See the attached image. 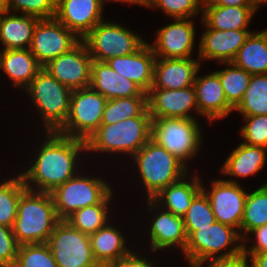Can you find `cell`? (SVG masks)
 <instances>
[{
    "label": "cell",
    "mask_w": 267,
    "mask_h": 267,
    "mask_svg": "<svg viewBox=\"0 0 267 267\" xmlns=\"http://www.w3.org/2000/svg\"><path fill=\"white\" fill-rule=\"evenodd\" d=\"M209 260V261H208ZM205 262H208L207 267H246L247 261L243 256L232 258L204 259L189 263L190 267H202Z\"/></svg>",
    "instance_id": "43"
},
{
    "label": "cell",
    "mask_w": 267,
    "mask_h": 267,
    "mask_svg": "<svg viewBox=\"0 0 267 267\" xmlns=\"http://www.w3.org/2000/svg\"><path fill=\"white\" fill-rule=\"evenodd\" d=\"M211 191L202 184V191L212 207L217 222L237 229L241 235L247 192L236 180L218 179L212 181Z\"/></svg>",
    "instance_id": "13"
},
{
    "label": "cell",
    "mask_w": 267,
    "mask_h": 267,
    "mask_svg": "<svg viewBox=\"0 0 267 267\" xmlns=\"http://www.w3.org/2000/svg\"><path fill=\"white\" fill-rule=\"evenodd\" d=\"M93 256L98 264L110 265L129 254L125 237L113 225L106 224L89 235Z\"/></svg>",
    "instance_id": "27"
},
{
    "label": "cell",
    "mask_w": 267,
    "mask_h": 267,
    "mask_svg": "<svg viewBox=\"0 0 267 267\" xmlns=\"http://www.w3.org/2000/svg\"><path fill=\"white\" fill-rule=\"evenodd\" d=\"M267 149L241 143L222 165L221 173L231 177H247L260 171L266 162Z\"/></svg>",
    "instance_id": "28"
},
{
    "label": "cell",
    "mask_w": 267,
    "mask_h": 267,
    "mask_svg": "<svg viewBox=\"0 0 267 267\" xmlns=\"http://www.w3.org/2000/svg\"><path fill=\"white\" fill-rule=\"evenodd\" d=\"M13 267H58L47 243L21 244Z\"/></svg>",
    "instance_id": "38"
},
{
    "label": "cell",
    "mask_w": 267,
    "mask_h": 267,
    "mask_svg": "<svg viewBox=\"0 0 267 267\" xmlns=\"http://www.w3.org/2000/svg\"><path fill=\"white\" fill-rule=\"evenodd\" d=\"M147 96L109 99L106 102L101 124H115L139 116L146 108Z\"/></svg>",
    "instance_id": "35"
},
{
    "label": "cell",
    "mask_w": 267,
    "mask_h": 267,
    "mask_svg": "<svg viewBox=\"0 0 267 267\" xmlns=\"http://www.w3.org/2000/svg\"><path fill=\"white\" fill-rule=\"evenodd\" d=\"M46 134V142L40 146L34 164L20 174L28 190L50 193L75 176L77 155L87 150L86 141L81 139L67 137L56 131H47ZM33 185L38 189L35 190Z\"/></svg>",
    "instance_id": "1"
},
{
    "label": "cell",
    "mask_w": 267,
    "mask_h": 267,
    "mask_svg": "<svg viewBox=\"0 0 267 267\" xmlns=\"http://www.w3.org/2000/svg\"><path fill=\"white\" fill-rule=\"evenodd\" d=\"M245 126L240 130L244 142L267 149V115L244 116Z\"/></svg>",
    "instance_id": "41"
},
{
    "label": "cell",
    "mask_w": 267,
    "mask_h": 267,
    "mask_svg": "<svg viewBox=\"0 0 267 267\" xmlns=\"http://www.w3.org/2000/svg\"><path fill=\"white\" fill-rule=\"evenodd\" d=\"M151 133L152 117L147 107L137 117L101 124L86 141V152H126L132 157L151 139Z\"/></svg>",
    "instance_id": "3"
},
{
    "label": "cell",
    "mask_w": 267,
    "mask_h": 267,
    "mask_svg": "<svg viewBox=\"0 0 267 267\" xmlns=\"http://www.w3.org/2000/svg\"><path fill=\"white\" fill-rule=\"evenodd\" d=\"M198 115L205 116L209 121L224 118L234 111V108L227 102L223 87L216 72L198 77L194 82Z\"/></svg>",
    "instance_id": "21"
},
{
    "label": "cell",
    "mask_w": 267,
    "mask_h": 267,
    "mask_svg": "<svg viewBox=\"0 0 267 267\" xmlns=\"http://www.w3.org/2000/svg\"><path fill=\"white\" fill-rule=\"evenodd\" d=\"M243 257L247 261L246 267H267V251H263L255 254H243ZM250 257L251 265L249 266L248 258Z\"/></svg>",
    "instance_id": "47"
},
{
    "label": "cell",
    "mask_w": 267,
    "mask_h": 267,
    "mask_svg": "<svg viewBox=\"0 0 267 267\" xmlns=\"http://www.w3.org/2000/svg\"><path fill=\"white\" fill-rule=\"evenodd\" d=\"M132 157L146 187L147 199L154 198L162 189L188 176L187 167L152 139Z\"/></svg>",
    "instance_id": "4"
},
{
    "label": "cell",
    "mask_w": 267,
    "mask_h": 267,
    "mask_svg": "<svg viewBox=\"0 0 267 267\" xmlns=\"http://www.w3.org/2000/svg\"><path fill=\"white\" fill-rule=\"evenodd\" d=\"M258 7L256 0H203L202 7Z\"/></svg>",
    "instance_id": "46"
},
{
    "label": "cell",
    "mask_w": 267,
    "mask_h": 267,
    "mask_svg": "<svg viewBox=\"0 0 267 267\" xmlns=\"http://www.w3.org/2000/svg\"><path fill=\"white\" fill-rule=\"evenodd\" d=\"M202 23L211 29L240 30L248 29L252 15L258 7L215 6L202 7Z\"/></svg>",
    "instance_id": "29"
},
{
    "label": "cell",
    "mask_w": 267,
    "mask_h": 267,
    "mask_svg": "<svg viewBox=\"0 0 267 267\" xmlns=\"http://www.w3.org/2000/svg\"><path fill=\"white\" fill-rule=\"evenodd\" d=\"M92 61L86 44L81 40L69 52L49 61L43 69L61 84L75 90L90 87Z\"/></svg>",
    "instance_id": "14"
},
{
    "label": "cell",
    "mask_w": 267,
    "mask_h": 267,
    "mask_svg": "<svg viewBox=\"0 0 267 267\" xmlns=\"http://www.w3.org/2000/svg\"><path fill=\"white\" fill-rule=\"evenodd\" d=\"M57 0H4L6 11L22 12L24 15L48 19L55 16Z\"/></svg>",
    "instance_id": "39"
},
{
    "label": "cell",
    "mask_w": 267,
    "mask_h": 267,
    "mask_svg": "<svg viewBox=\"0 0 267 267\" xmlns=\"http://www.w3.org/2000/svg\"><path fill=\"white\" fill-rule=\"evenodd\" d=\"M47 244L58 267H97L89 235L60 220Z\"/></svg>",
    "instance_id": "11"
},
{
    "label": "cell",
    "mask_w": 267,
    "mask_h": 267,
    "mask_svg": "<svg viewBox=\"0 0 267 267\" xmlns=\"http://www.w3.org/2000/svg\"><path fill=\"white\" fill-rule=\"evenodd\" d=\"M100 0H57L55 18L81 40L103 21Z\"/></svg>",
    "instance_id": "17"
},
{
    "label": "cell",
    "mask_w": 267,
    "mask_h": 267,
    "mask_svg": "<svg viewBox=\"0 0 267 267\" xmlns=\"http://www.w3.org/2000/svg\"><path fill=\"white\" fill-rule=\"evenodd\" d=\"M267 224V193L260 186L254 192L247 193L244 216L241 222V237L246 241V234L253 229ZM242 232L246 234L242 235ZM245 238H244V237Z\"/></svg>",
    "instance_id": "36"
},
{
    "label": "cell",
    "mask_w": 267,
    "mask_h": 267,
    "mask_svg": "<svg viewBox=\"0 0 267 267\" xmlns=\"http://www.w3.org/2000/svg\"><path fill=\"white\" fill-rule=\"evenodd\" d=\"M196 119L152 118L151 139L185 162L195 156L201 146L202 131Z\"/></svg>",
    "instance_id": "7"
},
{
    "label": "cell",
    "mask_w": 267,
    "mask_h": 267,
    "mask_svg": "<svg viewBox=\"0 0 267 267\" xmlns=\"http://www.w3.org/2000/svg\"><path fill=\"white\" fill-rule=\"evenodd\" d=\"M100 1L103 5L106 3L105 1H111V2L119 1V2H126V3L134 4V0H100Z\"/></svg>",
    "instance_id": "49"
},
{
    "label": "cell",
    "mask_w": 267,
    "mask_h": 267,
    "mask_svg": "<svg viewBox=\"0 0 267 267\" xmlns=\"http://www.w3.org/2000/svg\"><path fill=\"white\" fill-rule=\"evenodd\" d=\"M148 110L152 118L195 119L190 110L198 114L194 86L184 89L151 88L147 93Z\"/></svg>",
    "instance_id": "15"
},
{
    "label": "cell",
    "mask_w": 267,
    "mask_h": 267,
    "mask_svg": "<svg viewBox=\"0 0 267 267\" xmlns=\"http://www.w3.org/2000/svg\"><path fill=\"white\" fill-rule=\"evenodd\" d=\"M151 222L149 234L150 246L153 251L177 246L184 252L187 234L182 216L163 210Z\"/></svg>",
    "instance_id": "24"
},
{
    "label": "cell",
    "mask_w": 267,
    "mask_h": 267,
    "mask_svg": "<svg viewBox=\"0 0 267 267\" xmlns=\"http://www.w3.org/2000/svg\"><path fill=\"white\" fill-rule=\"evenodd\" d=\"M241 241L243 242V238L237 229L215 222L211 226L193 231L187 237L184 254L189 263L204 259L243 256V243ZM236 242H241V244L234 245L228 251L218 254Z\"/></svg>",
    "instance_id": "6"
},
{
    "label": "cell",
    "mask_w": 267,
    "mask_h": 267,
    "mask_svg": "<svg viewBox=\"0 0 267 267\" xmlns=\"http://www.w3.org/2000/svg\"><path fill=\"white\" fill-rule=\"evenodd\" d=\"M42 69L29 49L0 51V70L8 75L14 87L25 89Z\"/></svg>",
    "instance_id": "25"
},
{
    "label": "cell",
    "mask_w": 267,
    "mask_h": 267,
    "mask_svg": "<svg viewBox=\"0 0 267 267\" xmlns=\"http://www.w3.org/2000/svg\"><path fill=\"white\" fill-rule=\"evenodd\" d=\"M81 39L55 17L39 19L29 50L45 66L49 61L69 52Z\"/></svg>",
    "instance_id": "12"
},
{
    "label": "cell",
    "mask_w": 267,
    "mask_h": 267,
    "mask_svg": "<svg viewBox=\"0 0 267 267\" xmlns=\"http://www.w3.org/2000/svg\"><path fill=\"white\" fill-rule=\"evenodd\" d=\"M138 256L131 250V252L123 256L118 261L111 263V267H155L154 264L147 261L145 257Z\"/></svg>",
    "instance_id": "45"
},
{
    "label": "cell",
    "mask_w": 267,
    "mask_h": 267,
    "mask_svg": "<svg viewBox=\"0 0 267 267\" xmlns=\"http://www.w3.org/2000/svg\"><path fill=\"white\" fill-rule=\"evenodd\" d=\"M151 0H134V4H139L141 6H147L148 3L150 2Z\"/></svg>",
    "instance_id": "48"
},
{
    "label": "cell",
    "mask_w": 267,
    "mask_h": 267,
    "mask_svg": "<svg viewBox=\"0 0 267 267\" xmlns=\"http://www.w3.org/2000/svg\"><path fill=\"white\" fill-rule=\"evenodd\" d=\"M97 267H111L110 265H101L99 264Z\"/></svg>",
    "instance_id": "54"
},
{
    "label": "cell",
    "mask_w": 267,
    "mask_h": 267,
    "mask_svg": "<svg viewBox=\"0 0 267 267\" xmlns=\"http://www.w3.org/2000/svg\"><path fill=\"white\" fill-rule=\"evenodd\" d=\"M5 11V7H0V18H1V15L2 13Z\"/></svg>",
    "instance_id": "52"
},
{
    "label": "cell",
    "mask_w": 267,
    "mask_h": 267,
    "mask_svg": "<svg viewBox=\"0 0 267 267\" xmlns=\"http://www.w3.org/2000/svg\"><path fill=\"white\" fill-rule=\"evenodd\" d=\"M185 177L162 189L154 198L148 199V208L150 207L149 209L152 210L153 208H159L158 206L161 204H165L164 210L184 217L193 198L202 190L199 177H192L193 180L190 182Z\"/></svg>",
    "instance_id": "23"
},
{
    "label": "cell",
    "mask_w": 267,
    "mask_h": 267,
    "mask_svg": "<svg viewBox=\"0 0 267 267\" xmlns=\"http://www.w3.org/2000/svg\"><path fill=\"white\" fill-rule=\"evenodd\" d=\"M155 59L150 44L145 42L136 52L113 57L105 62L118 74L132 80L148 93L153 85Z\"/></svg>",
    "instance_id": "19"
},
{
    "label": "cell",
    "mask_w": 267,
    "mask_h": 267,
    "mask_svg": "<svg viewBox=\"0 0 267 267\" xmlns=\"http://www.w3.org/2000/svg\"><path fill=\"white\" fill-rule=\"evenodd\" d=\"M24 90L28 92L43 117L44 130L57 131L68 117L73 90L61 84L45 69H42Z\"/></svg>",
    "instance_id": "5"
},
{
    "label": "cell",
    "mask_w": 267,
    "mask_h": 267,
    "mask_svg": "<svg viewBox=\"0 0 267 267\" xmlns=\"http://www.w3.org/2000/svg\"><path fill=\"white\" fill-rule=\"evenodd\" d=\"M200 64L199 60L192 58H156L151 88L184 89L193 86Z\"/></svg>",
    "instance_id": "20"
},
{
    "label": "cell",
    "mask_w": 267,
    "mask_h": 267,
    "mask_svg": "<svg viewBox=\"0 0 267 267\" xmlns=\"http://www.w3.org/2000/svg\"><path fill=\"white\" fill-rule=\"evenodd\" d=\"M183 218L187 237L193 231L211 226L217 222L207 195L202 190L193 198Z\"/></svg>",
    "instance_id": "37"
},
{
    "label": "cell",
    "mask_w": 267,
    "mask_h": 267,
    "mask_svg": "<svg viewBox=\"0 0 267 267\" xmlns=\"http://www.w3.org/2000/svg\"><path fill=\"white\" fill-rule=\"evenodd\" d=\"M27 190L19 174L0 183V225L13 227L21 195Z\"/></svg>",
    "instance_id": "33"
},
{
    "label": "cell",
    "mask_w": 267,
    "mask_h": 267,
    "mask_svg": "<svg viewBox=\"0 0 267 267\" xmlns=\"http://www.w3.org/2000/svg\"><path fill=\"white\" fill-rule=\"evenodd\" d=\"M90 87L107 100L133 96H147L136 83L121 76L106 62L92 61Z\"/></svg>",
    "instance_id": "22"
},
{
    "label": "cell",
    "mask_w": 267,
    "mask_h": 267,
    "mask_svg": "<svg viewBox=\"0 0 267 267\" xmlns=\"http://www.w3.org/2000/svg\"><path fill=\"white\" fill-rule=\"evenodd\" d=\"M0 7H4V0H0Z\"/></svg>",
    "instance_id": "53"
},
{
    "label": "cell",
    "mask_w": 267,
    "mask_h": 267,
    "mask_svg": "<svg viewBox=\"0 0 267 267\" xmlns=\"http://www.w3.org/2000/svg\"><path fill=\"white\" fill-rule=\"evenodd\" d=\"M201 2V0H151L146 7L163 9V12L173 19H190L202 10Z\"/></svg>",
    "instance_id": "40"
},
{
    "label": "cell",
    "mask_w": 267,
    "mask_h": 267,
    "mask_svg": "<svg viewBox=\"0 0 267 267\" xmlns=\"http://www.w3.org/2000/svg\"><path fill=\"white\" fill-rule=\"evenodd\" d=\"M199 45V59H216L220 63H231L246 39L252 33L247 29L217 30L209 28L205 23Z\"/></svg>",
    "instance_id": "18"
},
{
    "label": "cell",
    "mask_w": 267,
    "mask_h": 267,
    "mask_svg": "<svg viewBox=\"0 0 267 267\" xmlns=\"http://www.w3.org/2000/svg\"><path fill=\"white\" fill-rule=\"evenodd\" d=\"M261 187H262V188L266 191V193H267V182L264 183V184H262Z\"/></svg>",
    "instance_id": "51"
},
{
    "label": "cell",
    "mask_w": 267,
    "mask_h": 267,
    "mask_svg": "<svg viewBox=\"0 0 267 267\" xmlns=\"http://www.w3.org/2000/svg\"><path fill=\"white\" fill-rule=\"evenodd\" d=\"M20 244L11 227L0 225V267H13Z\"/></svg>",
    "instance_id": "42"
},
{
    "label": "cell",
    "mask_w": 267,
    "mask_h": 267,
    "mask_svg": "<svg viewBox=\"0 0 267 267\" xmlns=\"http://www.w3.org/2000/svg\"><path fill=\"white\" fill-rule=\"evenodd\" d=\"M244 116L267 115V74L252 75L242 101L234 109Z\"/></svg>",
    "instance_id": "32"
},
{
    "label": "cell",
    "mask_w": 267,
    "mask_h": 267,
    "mask_svg": "<svg viewBox=\"0 0 267 267\" xmlns=\"http://www.w3.org/2000/svg\"><path fill=\"white\" fill-rule=\"evenodd\" d=\"M176 21L160 28L150 47L156 58H191L195 41L194 24L189 19Z\"/></svg>",
    "instance_id": "16"
},
{
    "label": "cell",
    "mask_w": 267,
    "mask_h": 267,
    "mask_svg": "<svg viewBox=\"0 0 267 267\" xmlns=\"http://www.w3.org/2000/svg\"><path fill=\"white\" fill-rule=\"evenodd\" d=\"M93 60L105 62L136 52L146 41L119 24L102 21L83 39Z\"/></svg>",
    "instance_id": "10"
},
{
    "label": "cell",
    "mask_w": 267,
    "mask_h": 267,
    "mask_svg": "<svg viewBox=\"0 0 267 267\" xmlns=\"http://www.w3.org/2000/svg\"><path fill=\"white\" fill-rule=\"evenodd\" d=\"M112 195L111 192L101 203L75 211L65 221L84 234L95 233L109 222L107 215L109 212L107 211Z\"/></svg>",
    "instance_id": "31"
},
{
    "label": "cell",
    "mask_w": 267,
    "mask_h": 267,
    "mask_svg": "<svg viewBox=\"0 0 267 267\" xmlns=\"http://www.w3.org/2000/svg\"><path fill=\"white\" fill-rule=\"evenodd\" d=\"M232 63L251 75L267 74V29L252 32Z\"/></svg>",
    "instance_id": "30"
},
{
    "label": "cell",
    "mask_w": 267,
    "mask_h": 267,
    "mask_svg": "<svg viewBox=\"0 0 267 267\" xmlns=\"http://www.w3.org/2000/svg\"><path fill=\"white\" fill-rule=\"evenodd\" d=\"M111 189L103 179L76 174L50 194L58 218L65 220L81 208L101 203L113 191Z\"/></svg>",
    "instance_id": "9"
},
{
    "label": "cell",
    "mask_w": 267,
    "mask_h": 267,
    "mask_svg": "<svg viewBox=\"0 0 267 267\" xmlns=\"http://www.w3.org/2000/svg\"><path fill=\"white\" fill-rule=\"evenodd\" d=\"M250 234H254L256 237L255 245L246 248V244L243 242V254H255L263 251H267V224L253 229Z\"/></svg>",
    "instance_id": "44"
},
{
    "label": "cell",
    "mask_w": 267,
    "mask_h": 267,
    "mask_svg": "<svg viewBox=\"0 0 267 267\" xmlns=\"http://www.w3.org/2000/svg\"><path fill=\"white\" fill-rule=\"evenodd\" d=\"M225 64L229 67L215 72L219 75L227 102L235 109L242 101L252 75L232 62Z\"/></svg>",
    "instance_id": "34"
},
{
    "label": "cell",
    "mask_w": 267,
    "mask_h": 267,
    "mask_svg": "<svg viewBox=\"0 0 267 267\" xmlns=\"http://www.w3.org/2000/svg\"><path fill=\"white\" fill-rule=\"evenodd\" d=\"M256 1H257V4H258V8H259L261 3L263 4V3L267 2V0H256Z\"/></svg>",
    "instance_id": "50"
},
{
    "label": "cell",
    "mask_w": 267,
    "mask_h": 267,
    "mask_svg": "<svg viewBox=\"0 0 267 267\" xmlns=\"http://www.w3.org/2000/svg\"><path fill=\"white\" fill-rule=\"evenodd\" d=\"M38 21L39 18L35 16L10 15L9 11L5 10L0 18V40L4 45L3 50L29 49Z\"/></svg>",
    "instance_id": "26"
},
{
    "label": "cell",
    "mask_w": 267,
    "mask_h": 267,
    "mask_svg": "<svg viewBox=\"0 0 267 267\" xmlns=\"http://www.w3.org/2000/svg\"><path fill=\"white\" fill-rule=\"evenodd\" d=\"M59 221L51 194L27 189L18 202L12 230L20 245L47 243Z\"/></svg>",
    "instance_id": "2"
},
{
    "label": "cell",
    "mask_w": 267,
    "mask_h": 267,
    "mask_svg": "<svg viewBox=\"0 0 267 267\" xmlns=\"http://www.w3.org/2000/svg\"><path fill=\"white\" fill-rule=\"evenodd\" d=\"M106 102L107 99L91 87L73 90L68 117L56 132L87 141L101 125Z\"/></svg>",
    "instance_id": "8"
}]
</instances>
